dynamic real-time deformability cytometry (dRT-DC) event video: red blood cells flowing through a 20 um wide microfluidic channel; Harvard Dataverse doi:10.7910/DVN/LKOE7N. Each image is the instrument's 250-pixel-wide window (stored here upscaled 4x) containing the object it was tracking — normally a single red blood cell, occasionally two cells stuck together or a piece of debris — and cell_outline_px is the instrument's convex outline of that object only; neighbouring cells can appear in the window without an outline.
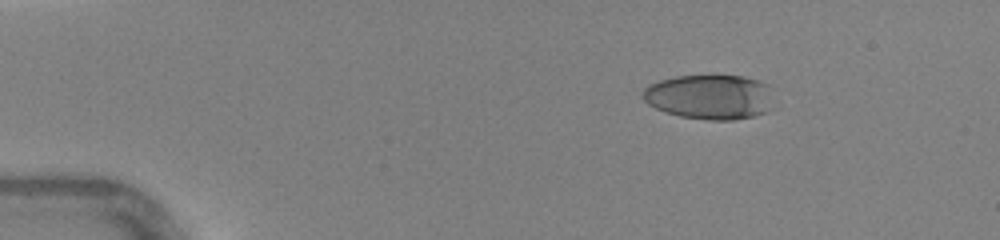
{"species": "human", "species_latin": "Homo sapiens", "temperature_condition": "warm", "stored_images_in_passage": 40, "camera_frame_rate_fps": 3000, "um_per_image_px": 0.085, "donor": {"sex": "female"}, "frame": {"image": 1, "passage_image": 1, "time_ms": 0.0, "image_size_px": [1000, 240], "cell_outline_px": [[772, 108], [768, 112], [756, 116], [732, 120], [708, 120], [680, 116], [656, 108], [648, 104], [644, 100], [644, 88], [648, 84], [660, 80], [676, 76], [712, 72], [744, 76], [768, 84]], "centroid_in_image_um": [60.35, 8.19], "position_along_channel_um": 24.7, "area_um2": 35.08}}
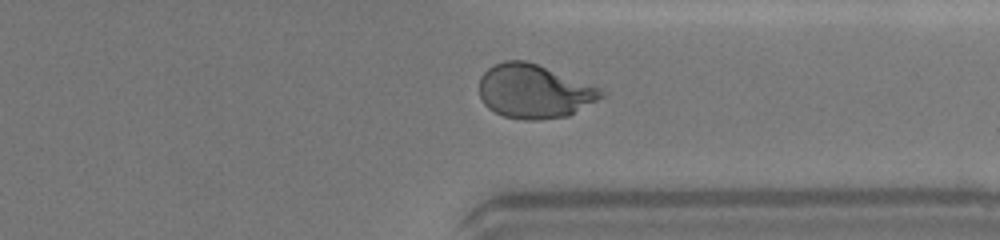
{"frame": {"image": 2, "passage_image": 30, "time_ms": 9.667, "image_size_px": [1000, 240], "cell_outline_px": [[604, 96], [568, 116], [536, 120], [524, 120], [504, 116], [488, 108], [484, 104], [480, 96], [480, 76], [488, 68], [504, 60], [524, 60], [536, 64], [600, 88]], "centroid_in_image_um": [45.36, 7.77], "position_along_channel_um": 366.0, "area_um2": 37.8}}
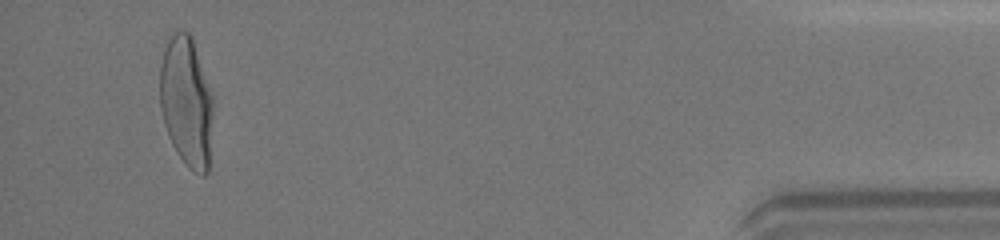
{"frame": {"image": 3, "passage_image": 38, "time_ms": 12.333, "image_size_px": [1000, 240], "cell_outline_px": [[216, 100], [208, 172], [204, 176], [200, 176], [188, 168], [172, 144], [168, 136], [160, 108], [160, 68], [164, 48], [168, 40], [180, 28], [188, 32], [192, 36]], "centroid_in_image_um": [15.91, 8.66], "position_along_channel_um": 419.3, "area_um2": 41.62}, "authors_computed_cell_mechanics": {"area_um2": 37.8012, "velocity_mm_per_s": 4.4152, "shape_relaxation_time_tau1_ms": 4.4382, "shape_relaxation_time_tau2_ms": null, "deformation_change_tau1": 0.2473, "deformation_change_tau2": null}}